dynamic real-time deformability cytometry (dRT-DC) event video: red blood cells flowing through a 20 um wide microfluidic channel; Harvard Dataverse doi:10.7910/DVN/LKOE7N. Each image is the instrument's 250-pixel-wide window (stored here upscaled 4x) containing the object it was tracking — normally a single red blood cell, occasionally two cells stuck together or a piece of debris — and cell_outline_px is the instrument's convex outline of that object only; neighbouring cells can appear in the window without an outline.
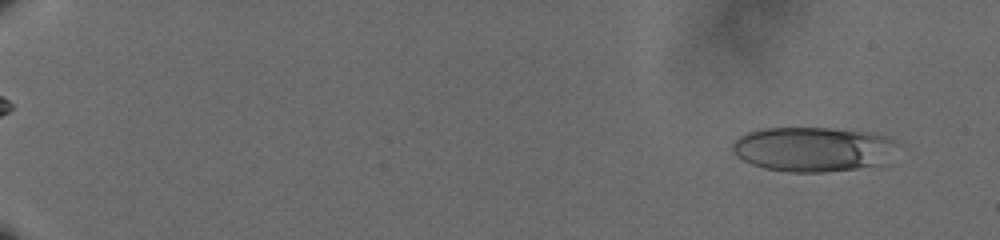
{"species": "human", "species_latin": "Homo sapiens", "temperature_condition": "cold", "stored_images_in_passage": 56, "camera_frame_rate_fps": 3000, "um_per_image_px": 0.085, "donor": {"sex": "male"}, "frame": {"image": 1, "passage_image": 1, "time_ms": 0.0, "image_size_px": [1000, 240], "cell_outline_px": [[896, 140], [880, 164], [856, 168], [824, 172], [788, 172], [764, 168], [752, 164], [736, 156], [732, 152], [732, 140], [748, 132], [764, 128], [832, 128], [868, 132], [888, 136]], "centroid_in_image_um": [68.98, 12.67], "position_along_channel_um": 16.0, "area_um2": 42.43}}
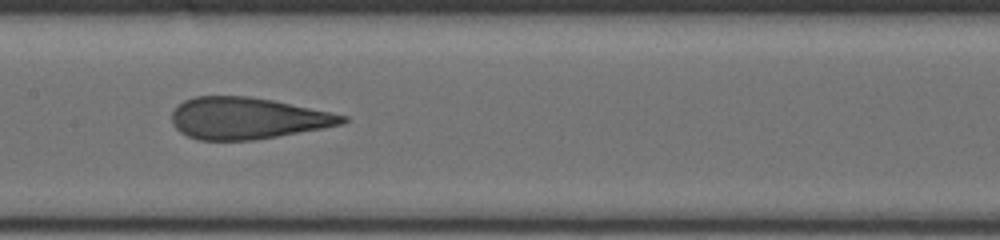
{"frame": {"image": 2, "passage_image": 30, "time_ms": 9.667, "image_size_px": [1000, 240], "cell_outline_px": [[348, 120], [340, 124], [320, 128], [276, 136], [252, 140], [200, 140], [188, 136], [180, 132], [172, 124], [172, 112], [184, 100], [196, 96], [248, 96], [272, 100], [348, 116]], "centroid_in_image_um": [20.97, 10.05], "position_along_channel_um": 186.4, "area_um2": 40.81}}
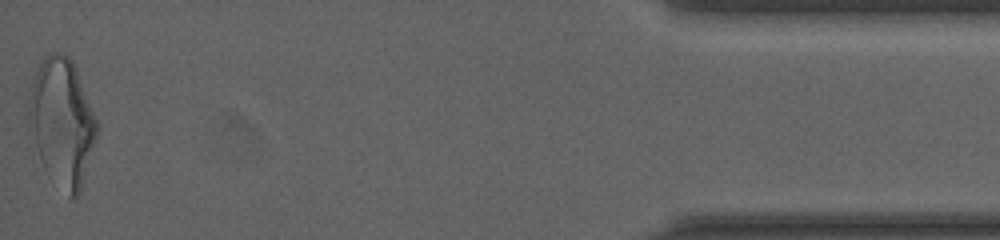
{"frame": {"image": 3, "passage_image": 56, "time_ms": 18.333, "image_size_px": [1000, 240], "cell_outline_px": [[100, 128], [80, 192], [72, 200], [68, 196], [44, 168], [28, 124], [28, 112], [32, 80], [40, 64], [52, 52], [56, 52], [68, 56], [72, 60], [76, 68]], "centroid_in_image_um": [5.3, 10.39], "position_along_channel_um": 429.9, "area_um2": 49.94}, "authors_computed_cell_mechanics": {"area_um2": 42.2807, "velocity_mm_per_s": 3.6281, "shape_relaxation_time_tau1_ms": 9.6387, "shape_relaxation_time_tau2_ms": 1.01, "deformation_change_tau1": 0.237, "deformation_change_tau2": 0.1048}}